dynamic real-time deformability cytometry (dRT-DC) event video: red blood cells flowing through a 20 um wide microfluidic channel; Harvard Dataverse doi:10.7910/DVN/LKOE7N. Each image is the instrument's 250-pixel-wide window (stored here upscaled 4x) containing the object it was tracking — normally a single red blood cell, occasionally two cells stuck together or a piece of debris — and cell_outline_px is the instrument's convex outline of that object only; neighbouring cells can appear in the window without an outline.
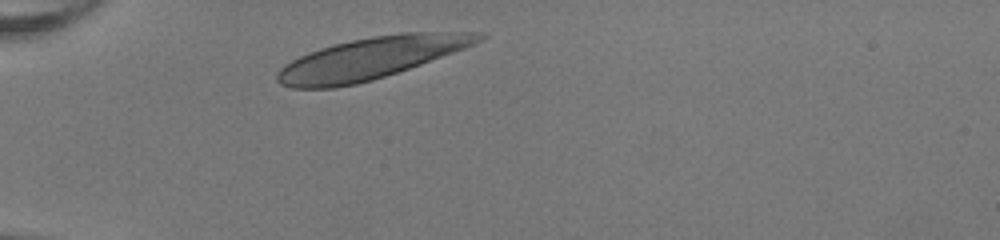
{"species": "human", "species_latin": "Homo sapiens", "temperature_condition": "room temperature", "stored_images_in_passage": 31, "camera_frame_rate_fps": 3000, "um_per_image_px": 0.085, "donor": {"sex": "female"}, "frame": {"image": 1, "passage_image": 1, "time_ms": 0.0, "image_size_px": [1000, 240], "cell_outline_px": [[488, 36], [484, 40], [476, 44], [420, 64], [372, 80], [356, 84], [332, 88], [292, 88], [280, 84], [276, 80], [276, 72], [284, 64], [308, 52], [320, 48], [352, 40], [372, 36], [400, 32], [484, 32]], "centroid_in_image_um": [31.52, 4.94], "position_along_channel_um": 53.5, "area_um2": 48.73}}
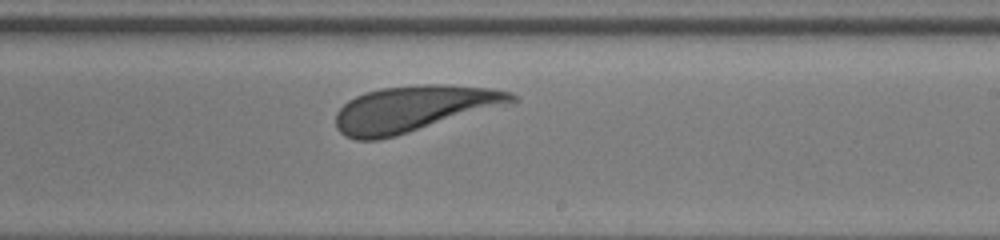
{"frame": {"image": 2, "passage_image": 18, "time_ms": 5.667, "image_size_px": [1000, 240], "cell_outline_px": [[520, 100], [396, 136], [380, 140], [356, 140], [344, 136], [336, 128], [336, 112], [348, 100], [364, 92], [380, 88], [424, 84], [448, 84], [492, 88], [512, 92]], "centroid_in_image_um": [35.13, 9.23], "position_along_channel_um": 253.9, "area_um2": 47.05}}
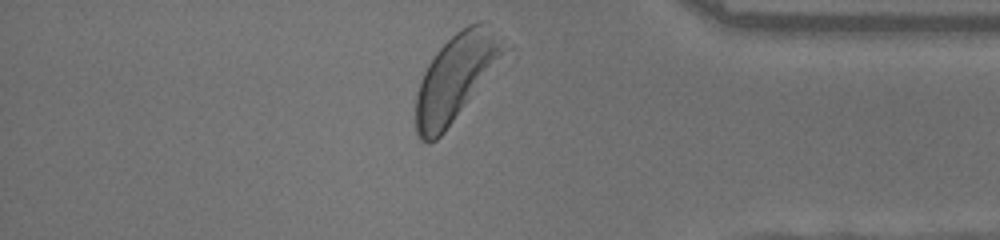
{"frame": {"image": 3, "passage_image": 30, "time_ms": 9.667, "image_size_px": [1000, 240], "cell_outline_px": [[512, 48], [444, 132], [436, 140], [428, 144], [420, 140], [416, 132], [416, 96], [424, 72], [428, 64], [436, 52], [460, 28], [476, 20], [488, 20], [512, 44]], "centroid_in_image_um": [38.86, 6.47], "position_along_channel_um": 396.3, "area_um2": 45.26}, "authors_computed_cell_mechanics": {"area_um2": 46.818, "velocity_mm_per_s": 3.9512, "shape_relaxation_time_tau1_ms": 3.061, "shape_relaxation_time_tau2_ms": 1.1294, "deformation_change_tau1": 0.142, "deformation_change_tau2": 0.0848}}